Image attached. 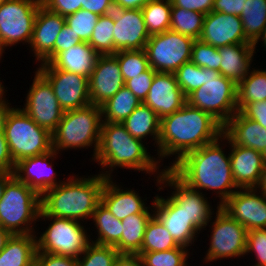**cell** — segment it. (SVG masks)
<instances>
[{"label":"cell","mask_w":266,"mask_h":266,"mask_svg":"<svg viewBox=\"0 0 266 266\" xmlns=\"http://www.w3.org/2000/svg\"><path fill=\"white\" fill-rule=\"evenodd\" d=\"M57 154L59 153L53 149L41 155L19 160L15 163L13 175L42 196L50 188L64 182L55 178L57 172L54 171L51 161H54Z\"/></svg>","instance_id":"cell-17"},{"label":"cell","mask_w":266,"mask_h":266,"mask_svg":"<svg viewBox=\"0 0 266 266\" xmlns=\"http://www.w3.org/2000/svg\"><path fill=\"white\" fill-rule=\"evenodd\" d=\"M113 266H143L139 254H119Z\"/></svg>","instance_id":"cell-56"},{"label":"cell","mask_w":266,"mask_h":266,"mask_svg":"<svg viewBox=\"0 0 266 266\" xmlns=\"http://www.w3.org/2000/svg\"><path fill=\"white\" fill-rule=\"evenodd\" d=\"M6 0H0V5L2 4V3H4Z\"/></svg>","instance_id":"cell-65"},{"label":"cell","mask_w":266,"mask_h":266,"mask_svg":"<svg viewBox=\"0 0 266 266\" xmlns=\"http://www.w3.org/2000/svg\"><path fill=\"white\" fill-rule=\"evenodd\" d=\"M1 58H2V56H0V61H1ZM0 79H1V78H0ZM4 90L7 91V90L5 89V87L2 85L1 81H0V97H1L4 93H6Z\"/></svg>","instance_id":"cell-63"},{"label":"cell","mask_w":266,"mask_h":266,"mask_svg":"<svg viewBox=\"0 0 266 266\" xmlns=\"http://www.w3.org/2000/svg\"><path fill=\"white\" fill-rule=\"evenodd\" d=\"M81 43L71 28L65 23L55 41V57L62 51Z\"/></svg>","instance_id":"cell-50"},{"label":"cell","mask_w":266,"mask_h":266,"mask_svg":"<svg viewBox=\"0 0 266 266\" xmlns=\"http://www.w3.org/2000/svg\"><path fill=\"white\" fill-rule=\"evenodd\" d=\"M223 135L233 145L252 148L263 153L266 148V128L237 111L224 125Z\"/></svg>","instance_id":"cell-26"},{"label":"cell","mask_w":266,"mask_h":266,"mask_svg":"<svg viewBox=\"0 0 266 266\" xmlns=\"http://www.w3.org/2000/svg\"><path fill=\"white\" fill-rule=\"evenodd\" d=\"M262 154H263L264 160L266 161V148Z\"/></svg>","instance_id":"cell-64"},{"label":"cell","mask_w":266,"mask_h":266,"mask_svg":"<svg viewBox=\"0 0 266 266\" xmlns=\"http://www.w3.org/2000/svg\"><path fill=\"white\" fill-rule=\"evenodd\" d=\"M128 133L139 140L147 139V136L153 138L154 145L157 147L160 136V118L147 105L141 103L122 123ZM145 138V139H144Z\"/></svg>","instance_id":"cell-30"},{"label":"cell","mask_w":266,"mask_h":266,"mask_svg":"<svg viewBox=\"0 0 266 266\" xmlns=\"http://www.w3.org/2000/svg\"><path fill=\"white\" fill-rule=\"evenodd\" d=\"M224 135L197 150L186 153L170 169L189 187L214 191L221 206L237 189L233 179L231 160L220 145ZM234 189V190H233Z\"/></svg>","instance_id":"cell-2"},{"label":"cell","mask_w":266,"mask_h":266,"mask_svg":"<svg viewBox=\"0 0 266 266\" xmlns=\"http://www.w3.org/2000/svg\"><path fill=\"white\" fill-rule=\"evenodd\" d=\"M13 176L12 172H7L0 170V199L3 196V192L6 186L7 181Z\"/></svg>","instance_id":"cell-59"},{"label":"cell","mask_w":266,"mask_h":266,"mask_svg":"<svg viewBox=\"0 0 266 266\" xmlns=\"http://www.w3.org/2000/svg\"><path fill=\"white\" fill-rule=\"evenodd\" d=\"M36 253V234L11 235L0 252V266H33Z\"/></svg>","instance_id":"cell-29"},{"label":"cell","mask_w":266,"mask_h":266,"mask_svg":"<svg viewBox=\"0 0 266 266\" xmlns=\"http://www.w3.org/2000/svg\"><path fill=\"white\" fill-rule=\"evenodd\" d=\"M142 102L124 85L101 107L103 122L123 123Z\"/></svg>","instance_id":"cell-32"},{"label":"cell","mask_w":266,"mask_h":266,"mask_svg":"<svg viewBox=\"0 0 266 266\" xmlns=\"http://www.w3.org/2000/svg\"><path fill=\"white\" fill-rule=\"evenodd\" d=\"M14 168L15 163L11 157L5 134L0 132V170L13 173Z\"/></svg>","instance_id":"cell-55"},{"label":"cell","mask_w":266,"mask_h":266,"mask_svg":"<svg viewBox=\"0 0 266 266\" xmlns=\"http://www.w3.org/2000/svg\"><path fill=\"white\" fill-rule=\"evenodd\" d=\"M4 95L5 94L0 97V132H4L6 118L13 108L10 102H8V100L6 101Z\"/></svg>","instance_id":"cell-58"},{"label":"cell","mask_w":266,"mask_h":266,"mask_svg":"<svg viewBox=\"0 0 266 266\" xmlns=\"http://www.w3.org/2000/svg\"><path fill=\"white\" fill-rule=\"evenodd\" d=\"M223 135V125L212 115L186 103L181 109L160 119L158 161L175 155L171 168L186 153L197 150ZM163 159V160H162ZM162 160V161H161Z\"/></svg>","instance_id":"cell-1"},{"label":"cell","mask_w":266,"mask_h":266,"mask_svg":"<svg viewBox=\"0 0 266 266\" xmlns=\"http://www.w3.org/2000/svg\"><path fill=\"white\" fill-rule=\"evenodd\" d=\"M138 254L141 256L143 266H187V258L190 256L188 249L180 245L169 250Z\"/></svg>","instance_id":"cell-41"},{"label":"cell","mask_w":266,"mask_h":266,"mask_svg":"<svg viewBox=\"0 0 266 266\" xmlns=\"http://www.w3.org/2000/svg\"><path fill=\"white\" fill-rule=\"evenodd\" d=\"M99 16L90 11L80 9L65 17V23L71 28L81 42H89Z\"/></svg>","instance_id":"cell-43"},{"label":"cell","mask_w":266,"mask_h":266,"mask_svg":"<svg viewBox=\"0 0 266 266\" xmlns=\"http://www.w3.org/2000/svg\"><path fill=\"white\" fill-rule=\"evenodd\" d=\"M216 208L215 219L210 220L212 232L205 263L245 256L248 230L227 214L218 203Z\"/></svg>","instance_id":"cell-12"},{"label":"cell","mask_w":266,"mask_h":266,"mask_svg":"<svg viewBox=\"0 0 266 266\" xmlns=\"http://www.w3.org/2000/svg\"><path fill=\"white\" fill-rule=\"evenodd\" d=\"M220 207L248 231L266 229V195L256 188L237 189Z\"/></svg>","instance_id":"cell-16"},{"label":"cell","mask_w":266,"mask_h":266,"mask_svg":"<svg viewBox=\"0 0 266 266\" xmlns=\"http://www.w3.org/2000/svg\"><path fill=\"white\" fill-rule=\"evenodd\" d=\"M153 200L154 216L169 231L176 243L186 248L191 246L200 231L189 221L180 206L169 196L163 198L157 194Z\"/></svg>","instance_id":"cell-23"},{"label":"cell","mask_w":266,"mask_h":266,"mask_svg":"<svg viewBox=\"0 0 266 266\" xmlns=\"http://www.w3.org/2000/svg\"><path fill=\"white\" fill-rule=\"evenodd\" d=\"M142 103L161 119L181 109L187 103V97L179 87L175 73L156 72Z\"/></svg>","instance_id":"cell-22"},{"label":"cell","mask_w":266,"mask_h":266,"mask_svg":"<svg viewBox=\"0 0 266 266\" xmlns=\"http://www.w3.org/2000/svg\"><path fill=\"white\" fill-rule=\"evenodd\" d=\"M156 71L151 67L135 76L132 79H129L125 82V86L141 101L143 102L149 92V89L152 85L153 78Z\"/></svg>","instance_id":"cell-47"},{"label":"cell","mask_w":266,"mask_h":266,"mask_svg":"<svg viewBox=\"0 0 266 266\" xmlns=\"http://www.w3.org/2000/svg\"><path fill=\"white\" fill-rule=\"evenodd\" d=\"M93 223H95L98 232L96 240H90L93 243L107 246H115L121 239V229L123 227L121 220L114 217L110 211L100 202L92 214Z\"/></svg>","instance_id":"cell-33"},{"label":"cell","mask_w":266,"mask_h":266,"mask_svg":"<svg viewBox=\"0 0 266 266\" xmlns=\"http://www.w3.org/2000/svg\"><path fill=\"white\" fill-rule=\"evenodd\" d=\"M246 0H214L213 11L241 16Z\"/></svg>","instance_id":"cell-53"},{"label":"cell","mask_w":266,"mask_h":266,"mask_svg":"<svg viewBox=\"0 0 266 266\" xmlns=\"http://www.w3.org/2000/svg\"><path fill=\"white\" fill-rule=\"evenodd\" d=\"M237 84L217 70L205 68L204 85L187 96V103L224 125L237 111Z\"/></svg>","instance_id":"cell-8"},{"label":"cell","mask_w":266,"mask_h":266,"mask_svg":"<svg viewBox=\"0 0 266 266\" xmlns=\"http://www.w3.org/2000/svg\"><path fill=\"white\" fill-rule=\"evenodd\" d=\"M194 39L167 30L151 35L145 45L149 66L156 72L175 73L191 60Z\"/></svg>","instance_id":"cell-11"},{"label":"cell","mask_w":266,"mask_h":266,"mask_svg":"<svg viewBox=\"0 0 266 266\" xmlns=\"http://www.w3.org/2000/svg\"><path fill=\"white\" fill-rule=\"evenodd\" d=\"M106 179L99 173L87 178L72 175L41 196V210L47 216L87 221L100 203Z\"/></svg>","instance_id":"cell-4"},{"label":"cell","mask_w":266,"mask_h":266,"mask_svg":"<svg viewBox=\"0 0 266 266\" xmlns=\"http://www.w3.org/2000/svg\"><path fill=\"white\" fill-rule=\"evenodd\" d=\"M219 48L195 40L192 46L191 62L201 68H208L220 72Z\"/></svg>","instance_id":"cell-45"},{"label":"cell","mask_w":266,"mask_h":266,"mask_svg":"<svg viewBox=\"0 0 266 266\" xmlns=\"http://www.w3.org/2000/svg\"><path fill=\"white\" fill-rule=\"evenodd\" d=\"M172 7H180L185 10H193L203 14L213 11L214 0H170Z\"/></svg>","instance_id":"cell-52"},{"label":"cell","mask_w":266,"mask_h":266,"mask_svg":"<svg viewBox=\"0 0 266 266\" xmlns=\"http://www.w3.org/2000/svg\"><path fill=\"white\" fill-rule=\"evenodd\" d=\"M23 111L38 125L51 133L62 119L63 110L54 94L49 81L38 71H35Z\"/></svg>","instance_id":"cell-15"},{"label":"cell","mask_w":266,"mask_h":266,"mask_svg":"<svg viewBox=\"0 0 266 266\" xmlns=\"http://www.w3.org/2000/svg\"><path fill=\"white\" fill-rule=\"evenodd\" d=\"M11 234L0 226V252L4 249L7 240Z\"/></svg>","instance_id":"cell-61"},{"label":"cell","mask_w":266,"mask_h":266,"mask_svg":"<svg viewBox=\"0 0 266 266\" xmlns=\"http://www.w3.org/2000/svg\"><path fill=\"white\" fill-rule=\"evenodd\" d=\"M178 246L169 231L153 215L146 225L140 252L164 251Z\"/></svg>","instance_id":"cell-38"},{"label":"cell","mask_w":266,"mask_h":266,"mask_svg":"<svg viewBox=\"0 0 266 266\" xmlns=\"http://www.w3.org/2000/svg\"><path fill=\"white\" fill-rule=\"evenodd\" d=\"M119 254L114 246L90 242L77 258V266H113Z\"/></svg>","instance_id":"cell-42"},{"label":"cell","mask_w":266,"mask_h":266,"mask_svg":"<svg viewBox=\"0 0 266 266\" xmlns=\"http://www.w3.org/2000/svg\"><path fill=\"white\" fill-rule=\"evenodd\" d=\"M256 189L260 190L261 192H263L266 195V162H265L264 168L262 170L260 180L256 186Z\"/></svg>","instance_id":"cell-60"},{"label":"cell","mask_w":266,"mask_h":266,"mask_svg":"<svg viewBox=\"0 0 266 266\" xmlns=\"http://www.w3.org/2000/svg\"><path fill=\"white\" fill-rule=\"evenodd\" d=\"M41 4V0H6L0 5V56L14 44H30Z\"/></svg>","instance_id":"cell-10"},{"label":"cell","mask_w":266,"mask_h":266,"mask_svg":"<svg viewBox=\"0 0 266 266\" xmlns=\"http://www.w3.org/2000/svg\"><path fill=\"white\" fill-rule=\"evenodd\" d=\"M4 134L14 163L53 150L52 133L38 126L19 107L8 113Z\"/></svg>","instance_id":"cell-7"},{"label":"cell","mask_w":266,"mask_h":266,"mask_svg":"<svg viewBox=\"0 0 266 266\" xmlns=\"http://www.w3.org/2000/svg\"><path fill=\"white\" fill-rule=\"evenodd\" d=\"M114 49L141 50L150 37L141 9H114Z\"/></svg>","instance_id":"cell-20"},{"label":"cell","mask_w":266,"mask_h":266,"mask_svg":"<svg viewBox=\"0 0 266 266\" xmlns=\"http://www.w3.org/2000/svg\"><path fill=\"white\" fill-rule=\"evenodd\" d=\"M240 112L266 128V101L246 104Z\"/></svg>","instance_id":"cell-51"},{"label":"cell","mask_w":266,"mask_h":266,"mask_svg":"<svg viewBox=\"0 0 266 266\" xmlns=\"http://www.w3.org/2000/svg\"><path fill=\"white\" fill-rule=\"evenodd\" d=\"M240 18L245 38L254 44L266 25V0H246Z\"/></svg>","instance_id":"cell-35"},{"label":"cell","mask_w":266,"mask_h":266,"mask_svg":"<svg viewBox=\"0 0 266 266\" xmlns=\"http://www.w3.org/2000/svg\"><path fill=\"white\" fill-rule=\"evenodd\" d=\"M259 41L263 42V43L261 42V44H262V46H264V48H265L264 51H265L266 50V25H265L260 37L258 38V40L253 44L255 50L257 47L256 45L258 44Z\"/></svg>","instance_id":"cell-62"},{"label":"cell","mask_w":266,"mask_h":266,"mask_svg":"<svg viewBox=\"0 0 266 266\" xmlns=\"http://www.w3.org/2000/svg\"><path fill=\"white\" fill-rule=\"evenodd\" d=\"M230 145V160L234 182L238 188H256L265 165L263 154L252 148L233 145L224 136V142Z\"/></svg>","instance_id":"cell-24"},{"label":"cell","mask_w":266,"mask_h":266,"mask_svg":"<svg viewBox=\"0 0 266 266\" xmlns=\"http://www.w3.org/2000/svg\"><path fill=\"white\" fill-rule=\"evenodd\" d=\"M114 10L112 13L99 16L89 44L99 55L115 54L113 42Z\"/></svg>","instance_id":"cell-39"},{"label":"cell","mask_w":266,"mask_h":266,"mask_svg":"<svg viewBox=\"0 0 266 266\" xmlns=\"http://www.w3.org/2000/svg\"><path fill=\"white\" fill-rule=\"evenodd\" d=\"M254 252L256 263L252 266H266V229L247 232L245 255Z\"/></svg>","instance_id":"cell-46"},{"label":"cell","mask_w":266,"mask_h":266,"mask_svg":"<svg viewBox=\"0 0 266 266\" xmlns=\"http://www.w3.org/2000/svg\"><path fill=\"white\" fill-rule=\"evenodd\" d=\"M38 71L49 81L61 109H80L90 105L88 78L56 69L51 63L40 64Z\"/></svg>","instance_id":"cell-14"},{"label":"cell","mask_w":266,"mask_h":266,"mask_svg":"<svg viewBox=\"0 0 266 266\" xmlns=\"http://www.w3.org/2000/svg\"><path fill=\"white\" fill-rule=\"evenodd\" d=\"M64 24V16L39 6L29 45L36 62L46 64L55 58V41Z\"/></svg>","instance_id":"cell-18"},{"label":"cell","mask_w":266,"mask_h":266,"mask_svg":"<svg viewBox=\"0 0 266 266\" xmlns=\"http://www.w3.org/2000/svg\"><path fill=\"white\" fill-rule=\"evenodd\" d=\"M88 82L91 104L101 106L112 98L125 85L117 57L100 55Z\"/></svg>","instance_id":"cell-19"},{"label":"cell","mask_w":266,"mask_h":266,"mask_svg":"<svg viewBox=\"0 0 266 266\" xmlns=\"http://www.w3.org/2000/svg\"><path fill=\"white\" fill-rule=\"evenodd\" d=\"M159 190H163L162 185L168 186L174 191L169 197L180 206L189 221L201 231L209 225L214 209L207 201L203 192L189 187L170 168H164L160 178L156 179ZM206 197V198H205ZM213 210V212H212Z\"/></svg>","instance_id":"cell-13"},{"label":"cell","mask_w":266,"mask_h":266,"mask_svg":"<svg viewBox=\"0 0 266 266\" xmlns=\"http://www.w3.org/2000/svg\"><path fill=\"white\" fill-rule=\"evenodd\" d=\"M199 40L216 48L233 44H251L245 38L239 16L216 11L205 15Z\"/></svg>","instance_id":"cell-21"},{"label":"cell","mask_w":266,"mask_h":266,"mask_svg":"<svg viewBox=\"0 0 266 266\" xmlns=\"http://www.w3.org/2000/svg\"><path fill=\"white\" fill-rule=\"evenodd\" d=\"M103 119L101 107L90 104L86 107L63 112L62 119L52 132V147L61 150L81 149L93 146L95 158L99 148ZM93 144V145H92Z\"/></svg>","instance_id":"cell-5"},{"label":"cell","mask_w":266,"mask_h":266,"mask_svg":"<svg viewBox=\"0 0 266 266\" xmlns=\"http://www.w3.org/2000/svg\"><path fill=\"white\" fill-rule=\"evenodd\" d=\"M175 76L179 87L187 97L195 89L204 85L205 68H201L189 61L175 72Z\"/></svg>","instance_id":"cell-44"},{"label":"cell","mask_w":266,"mask_h":266,"mask_svg":"<svg viewBox=\"0 0 266 266\" xmlns=\"http://www.w3.org/2000/svg\"><path fill=\"white\" fill-rule=\"evenodd\" d=\"M40 218L51 222L45 232L36 237L37 252L78 258L90 243L91 235L79 221L47 216L42 210Z\"/></svg>","instance_id":"cell-9"},{"label":"cell","mask_w":266,"mask_h":266,"mask_svg":"<svg viewBox=\"0 0 266 266\" xmlns=\"http://www.w3.org/2000/svg\"><path fill=\"white\" fill-rule=\"evenodd\" d=\"M115 9H141L151 0H112Z\"/></svg>","instance_id":"cell-57"},{"label":"cell","mask_w":266,"mask_h":266,"mask_svg":"<svg viewBox=\"0 0 266 266\" xmlns=\"http://www.w3.org/2000/svg\"><path fill=\"white\" fill-rule=\"evenodd\" d=\"M40 211L41 196L13 175L0 199V226L11 235L35 234Z\"/></svg>","instance_id":"cell-6"},{"label":"cell","mask_w":266,"mask_h":266,"mask_svg":"<svg viewBox=\"0 0 266 266\" xmlns=\"http://www.w3.org/2000/svg\"><path fill=\"white\" fill-rule=\"evenodd\" d=\"M171 9L170 0H151L141 8L150 36L170 30Z\"/></svg>","instance_id":"cell-36"},{"label":"cell","mask_w":266,"mask_h":266,"mask_svg":"<svg viewBox=\"0 0 266 266\" xmlns=\"http://www.w3.org/2000/svg\"><path fill=\"white\" fill-rule=\"evenodd\" d=\"M34 266H77V258L37 252Z\"/></svg>","instance_id":"cell-49"},{"label":"cell","mask_w":266,"mask_h":266,"mask_svg":"<svg viewBox=\"0 0 266 266\" xmlns=\"http://www.w3.org/2000/svg\"><path fill=\"white\" fill-rule=\"evenodd\" d=\"M254 53L256 52L253 44L220 47V74L238 85L250 72Z\"/></svg>","instance_id":"cell-27"},{"label":"cell","mask_w":266,"mask_h":266,"mask_svg":"<svg viewBox=\"0 0 266 266\" xmlns=\"http://www.w3.org/2000/svg\"><path fill=\"white\" fill-rule=\"evenodd\" d=\"M145 146L142 140L131 136L122 123L103 122L99 148L92 160L99 162L100 170H103L100 174L106 178H111L116 167L144 171L149 175L156 174L154 179L160 178L164 169L159 170L158 159L150 156ZM106 168L109 171H105Z\"/></svg>","instance_id":"cell-3"},{"label":"cell","mask_w":266,"mask_h":266,"mask_svg":"<svg viewBox=\"0 0 266 266\" xmlns=\"http://www.w3.org/2000/svg\"><path fill=\"white\" fill-rule=\"evenodd\" d=\"M82 9L103 16L112 13L115 8L112 0H82Z\"/></svg>","instance_id":"cell-54"},{"label":"cell","mask_w":266,"mask_h":266,"mask_svg":"<svg viewBox=\"0 0 266 266\" xmlns=\"http://www.w3.org/2000/svg\"><path fill=\"white\" fill-rule=\"evenodd\" d=\"M205 14L180 7H172L170 30L194 40L200 38Z\"/></svg>","instance_id":"cell-37"},{"label":"cell","mask_w":266,"mask_h":266,"mask_svg":"<svg viewBox=\"0 0 266 266\" xmlns=\"http://www.w3.org/2000/svg\"><path fill=\"white\" fill-rule=\"evenodd\" d=\"M114 55L117 57L124 82L150 68L144 49L123 50L116 52Z\"/></svg>","instance_id":"cell-40"},{"label":"cell","mask_w":266,"mask_h":266,"mask_svg":"<svg viewBox=\"0 0 266 266\" xmlns=\"http://www.w3.org/2000/svg\"><path fill=\"white\" fill-rule=\"evenodd\" d=\"M48 10L64 17L82 9V0H41Z\"/></svg>","instance_id":"cell-48"},{"label":"cell","mask_w":266,"mask_h":266,"mask_svg":"<svg viewBox=\"0 0 266 266\" xmlns=\"http://www.w3.org/2000/svg\"><path fill=\"white\" fill-rule=\"evenodd\" d=\"M154 214H133L124 218L121 239L114 246L120 254H138L144 239L148 221Z\"/></svg>","instance_id":"cell-31"},{"label":"cell","mask_w":266,"mask_h":266,"mask_svg":"<svg viewBox=\"0 0 266 266\" xmlns=\"http://www.w3.org/2000/svg\"><path fill=\"white\" fill-rule=\"evenodd\" d=\"M107 178L101 191L100 202L107 208L111 214L119 220H123L133 214H152L151 207L146 204L138 192L133 189H121L113 182V179ZM151 212V213H150Z\"/></svg>","instance_id":"cell-25"},{"label":"cell","mask_w":266,"mask_h":266,"mask_svg":"<svg viewBox=\"0 0 266 266\" xmlns=\"http://www.w3.org/2000/svg\"><path fill=\"white\" fill-rule=\"evenodd\" d=\"M100 55L87 42H81L60 52L50 63L63 71L83 75L89 79Z\"/></svg>","instance_id":"cell-28"},{"label":"cell","mask_w":266,"mask_h":266,"mask_svg":"<svg viewBox=\"0 0 266 266\" xmlns=\"http://www.w3.org/2000/svg\"><path fill=\"white\" fill-rule=\"evenodd\" d=\"M237 88L238 111L248 103L266 101V69L254 67L237 85Z\"/></svg>","instance_id":"cell-34"}]
</instances>
